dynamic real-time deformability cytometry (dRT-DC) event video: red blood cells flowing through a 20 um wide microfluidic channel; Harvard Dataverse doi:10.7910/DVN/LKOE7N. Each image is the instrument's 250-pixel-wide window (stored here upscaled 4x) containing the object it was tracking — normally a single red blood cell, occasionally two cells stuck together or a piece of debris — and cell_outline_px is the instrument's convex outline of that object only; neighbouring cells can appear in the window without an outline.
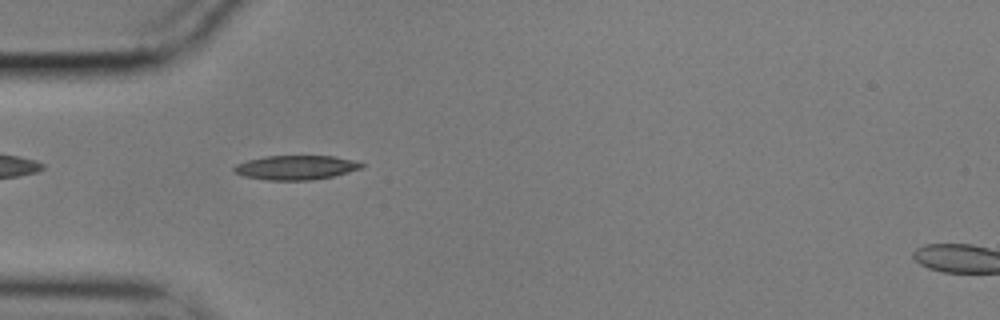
{"species": "common noctule bat (a hibernating species)", "species_latin": "Nyctalus noctula", "temperature_condition": "cold", "stored_images_in_passage": 25, "camera_frame_rate_fps": 3000, "um_per_image_px": 0.085, "animal": {"sex": "male", "body_mass_g": 17.9}, "frame": {"image": 1, "passage_image": 4, "time_ms": 1.0, "image_size_px": [1000, 320], "cell_outline_px": [[364, 168], [332, 176], [312, 180], [268, 180], [244, 176], [232, 172], [232, 168], [236, 164], [248, 160], [264, 156], [332, 156], [352, 160], [364, 164]], "centroid_in_image_um": [25.12, 14.24], "position_along_channel_um": 59.9, "area_um2": 18.03}}
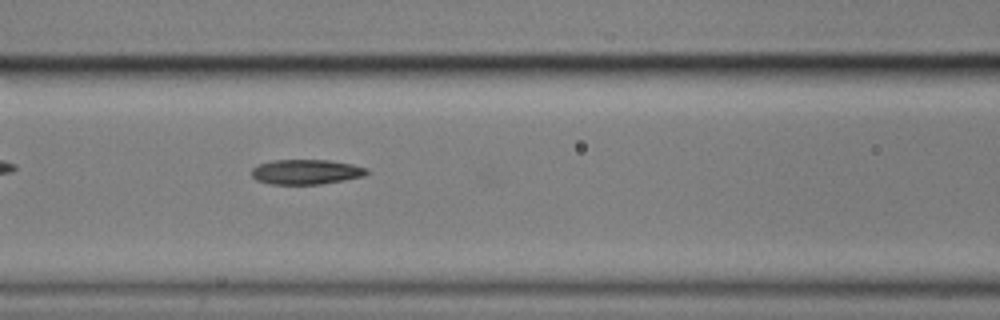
{"frame": {"image": 2, "passage_image": 11, "time_ms": 3.333, "image_size_px": [1000, 320], "cell_outline_px": [[372, 172], [364, 176], [344, 180], [320, 184], [268, 184], [256, 180], [252, 176], [252, 168], [260, 164], [272, 160], [328, 160], [352, 164], [368, 168]], "centroid_in_image_um": [26.05, 14.61], "position_along_channel_um": 140.6, "area_um2": 16.82}}
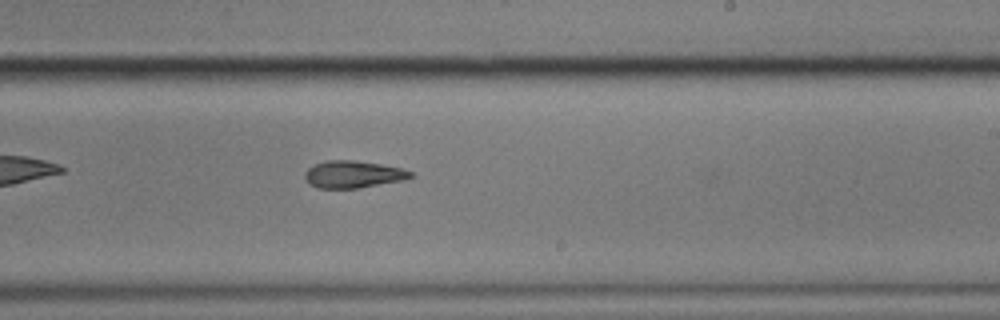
{"frame": {"image": 3, "passage_image": 21, "time_ms": 6.667, "image_size_px": [1000, 320], "cell_outline_px": [[416, 176], [404, 180], [360, 188], [316, 188], [308, 184], [304, 176], [304, 172], [308, 168], [324, 160], [352, 160], [380, 164], [400, 168], [412, 172]], "centroid_in_image_um": [30.0, 14.83], "position_along_channel_um": 259.0, "area_um2": 16.88}}